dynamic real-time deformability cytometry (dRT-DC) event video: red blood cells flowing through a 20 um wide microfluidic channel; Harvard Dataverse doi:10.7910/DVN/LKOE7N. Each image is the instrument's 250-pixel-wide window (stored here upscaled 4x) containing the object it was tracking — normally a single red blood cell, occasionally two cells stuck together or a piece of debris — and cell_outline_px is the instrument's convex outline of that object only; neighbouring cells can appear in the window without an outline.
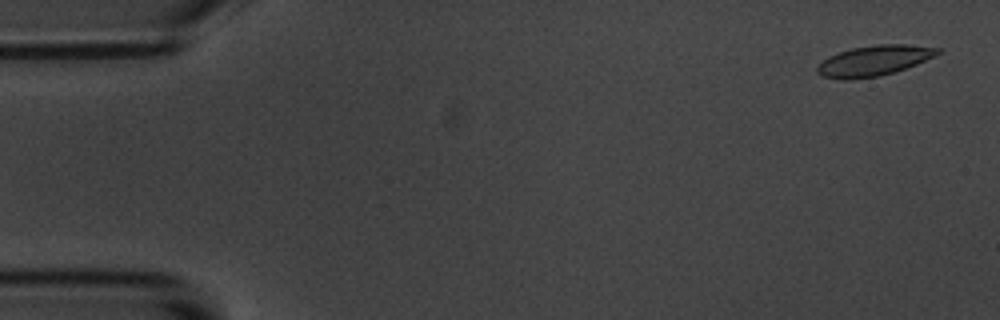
{"species": "common noctule bat (a hibernating species)", "species_latin": "Nyctalus noctula", "temperature_condition": "room temperature", "stored_images_in_passage": 6, "camera_frame_rate_fps": 3000, "um_per_image_px": 0.085, "animal": {"sex": "male", "body_mass_g": 20.1, "forearm_length_mm": 53.5}, "frame": {"image": 1, "passage_image": 1, "time_ms": 0.0, "image_size_px": [1000, 320], "cell_outline_px": [[940, 52], [936, 56], [916, 64], [880, 76], [848, 80], [840, 80], [820, 76], [816, 72], [816, 68], [828, 56], [852, 48], [876, 44], [908, 44], [940, 48]], "centroid_in_image_um": [74.27, 5.16], "position_along_channel_um": 10.7, "area_um2": 21.33}}